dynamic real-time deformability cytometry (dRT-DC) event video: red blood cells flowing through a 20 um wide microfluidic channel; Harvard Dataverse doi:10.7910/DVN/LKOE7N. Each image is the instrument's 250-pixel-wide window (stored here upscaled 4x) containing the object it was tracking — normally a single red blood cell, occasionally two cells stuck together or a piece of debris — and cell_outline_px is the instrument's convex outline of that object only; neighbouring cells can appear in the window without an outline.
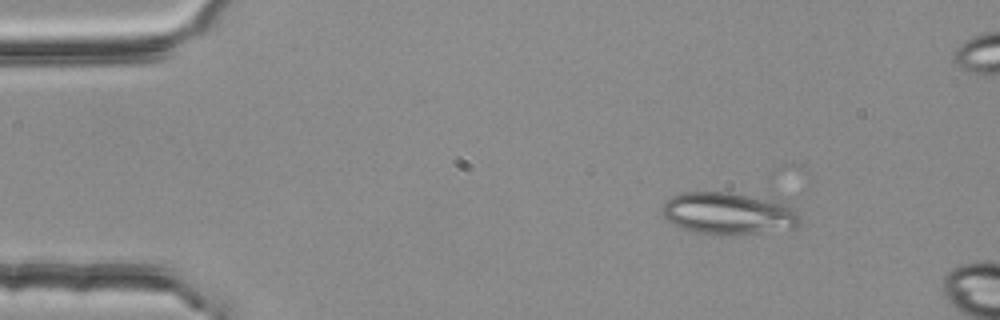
{"species": "common noctule bat (a hibernating species)", "species_latin": "Nyctalus noctula", "temperature_condition": "room temperature", "stored_images_in_passage": 2, "camera_frame_rate_fps": 3000, "um_per_image_px": 0.085, "animal": {"sex": "female", "body_mass_g": 25.1}, "frame": {"image": 1, "passage_image": 1, "time_ms": 0.0, "image_size_px": [1000, 320], "cell_outline_px": [[800, 224], [796, 228], [756, 232], [696, 232], [672, 224], [664, 216], [664, 204], [672, 196], [684, 192], [732, 192], [788, 204], [800, 216]], "centroid_in_image_um": [61.94, 18.1], "position_along_channel_um": 23.1, "area_um2": 32.54}}